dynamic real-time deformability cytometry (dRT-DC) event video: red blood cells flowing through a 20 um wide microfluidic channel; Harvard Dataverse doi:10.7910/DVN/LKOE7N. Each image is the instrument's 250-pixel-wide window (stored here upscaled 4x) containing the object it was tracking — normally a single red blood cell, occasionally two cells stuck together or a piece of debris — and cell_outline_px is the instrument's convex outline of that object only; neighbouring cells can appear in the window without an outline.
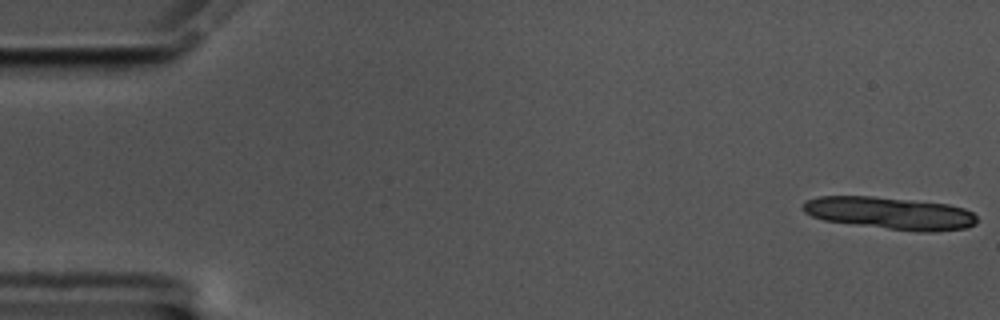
{"species": "common noctule bat (a hibernating species)", "species_latin": "Nyctalus noctula", "temperature_condition": "cold", "stored_images_in_passage": 14, "camera_frame_rate_fps": 3000, "um_per_image_px": 0.085, "animal": {"sex": "male", "body_mass_g": 17.5, "forearm_length_mm": 52.3}, "frame": {"image": 1, "passage_image": 1, "time_ms": 0.0, "image_size_px": [1000, 320], "cell_outline_px": [[976, 224], [968, 228], [936, 232], [916, 232], [824, 220], [812, 216], [804, 212], [800, 208], [804, 200], [820, 196], [872, 196], [948, 204], [964, 208], [972, 212], [976, 216]], "centroid_in_image_um": [75.66, 18.12], "position_along_channel_um": 9.3, "area_um2": 32.95}}